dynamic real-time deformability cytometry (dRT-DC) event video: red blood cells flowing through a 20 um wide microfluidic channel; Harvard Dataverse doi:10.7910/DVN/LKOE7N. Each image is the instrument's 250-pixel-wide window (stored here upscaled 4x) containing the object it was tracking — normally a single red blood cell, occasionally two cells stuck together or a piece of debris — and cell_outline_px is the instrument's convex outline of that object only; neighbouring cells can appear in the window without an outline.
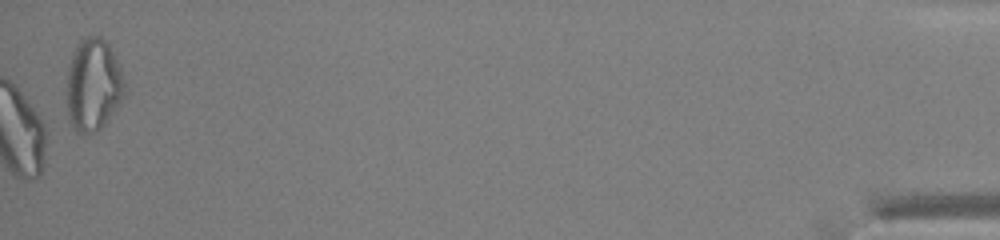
{"species": "common noctule bat (a hibernating species)", "species_latin": "Nyctalus noctula", "temperature_condition": "warm", "stored_images_in_passage": 51, "camera_frame_rate_fps": 3000, "um_per_image_px": 0.085, "animal": {"sex": "male", "body_mass_g": 13.0, "forearm_length_mm": 53.1}, "frame": {"image": 1, "passage_image": 51, "time_ms": 16.667, "image_size_px": [1000, 240], "cell_outline_px": [[124, 96], [116, 108], [104, 124], [96, 132], [84, 136], [76, 132], [72, 128], [68, 120], [68, 68], [76, 44], [80, 40], [88, 36], [100, 36], [108, 44], [120, 68], [124, 80]], "centroid_in_image_um": [7.91, 7.25], "position_along_channel_um": 427.3, "area_um2": 30.98}, "authors_computed_cell_mechanics": {"area_um2": 22.7732, "velocity_mm_per_s": 3.9098, "shape_relaxation_time_tau1_ms": 9.966, "shape_relaxation_time_tau2_ms": 1.5467, "deformation_change_tau1": 0.2183, "deformation_change_tau2": 0.0686}}